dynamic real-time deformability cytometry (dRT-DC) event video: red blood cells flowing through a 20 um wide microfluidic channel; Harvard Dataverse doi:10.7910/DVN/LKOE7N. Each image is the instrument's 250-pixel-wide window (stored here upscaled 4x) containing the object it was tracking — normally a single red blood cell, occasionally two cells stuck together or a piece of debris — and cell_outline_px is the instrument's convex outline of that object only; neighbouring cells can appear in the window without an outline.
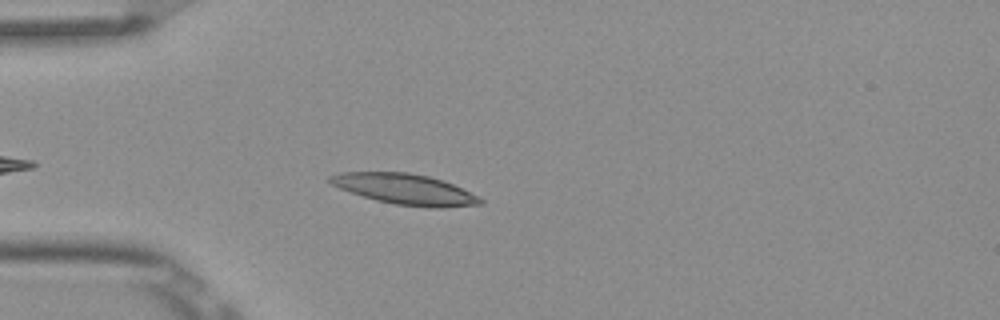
{"species": "Egyptian fruit bat (a non-hibernating species)", "species_latin": "Rousettus aegyptiacus", "temperature_condition": "room temperature", "stored_images_in_passage": 5, "camera_frame_rate_fps": 3000, "um_per_image_px": 0.085, "frame": {"image": 1, "passage_image": 4, "time_ms": 1.0, "image_size_px": [1000, 320], "cell_outline_px": [[484, 204], [444, 208], [424, 208], [396, 204], [376, 200], [340, 188], [332, 184], [328, 180], [328, 176], [340, 172], [408, 172], [428, 176], [444, 180], [484, 200]], "centroid_in_image_um": [34.44, 16.09], "position_along_channel_um": 50.6, "area_um2": 26.7}}